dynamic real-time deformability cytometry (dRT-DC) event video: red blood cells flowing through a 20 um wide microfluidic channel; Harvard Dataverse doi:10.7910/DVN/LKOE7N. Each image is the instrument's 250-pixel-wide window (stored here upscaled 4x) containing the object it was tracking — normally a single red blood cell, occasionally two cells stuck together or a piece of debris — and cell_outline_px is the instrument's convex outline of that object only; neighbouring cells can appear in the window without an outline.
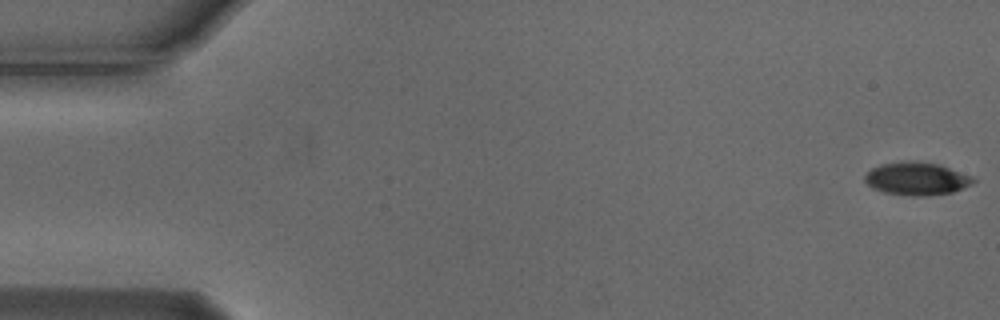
{"species": "Egyptian fruit bat (a non-hibernating species)", "species_latin": "Rousettus aegyptiacus", "temperature_condition": "cold", "stored_images_in_passage": 55, "camera_frame_rate_fps": 3000, "um_per_image_px": 0.085, "animal": {"sex": "male"}, "frame": {"image": 1, "passage_image": 1, "time_ms": 0.0, "image_size_px": [1000, 320], "cell_outline_px": [[976, 180], [972, 184], [964, 188], [952, 192], [924, 196], [912, 196], [884, 192], [872, 188], [864, 180], [864, 176], [872, 168], [880, 164], [900, 160], [920, 160], [940, 164], [972, 176]], "centroid_in_image_um": [77.92, 15.16], "position_along_channel_um": 7.1, "area_um2": 21.15}}
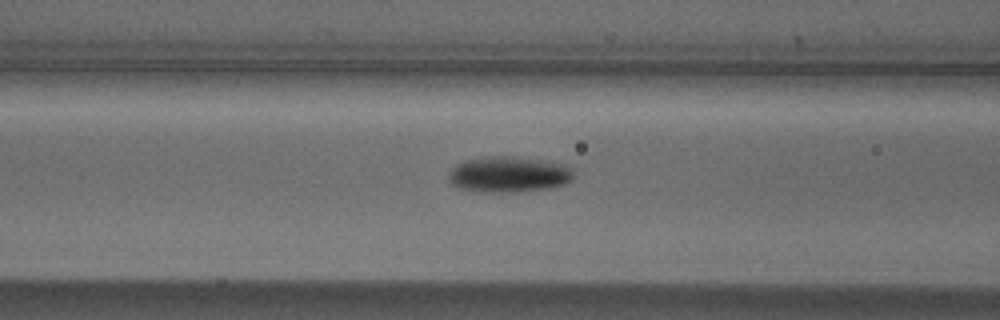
{"frame": {"image": 2, "passage_image": 22, "time_ms": 7.0, "image_size_px": [1000, 320], "cell_outline_px": [[576, 176], [572, 180], [564, 184], [552, 188], [516, 192], [476, 192], [460, 188], [452, 184], [448, 180], [448, 172], [456, 164], [464, 160], [492, 156], [516, 156], [540, 160], [560, 164], [568, 168]], "centroid_in_image_um": [43.2, 14.84], "position_along_channel_um": 123.4, "area_um2": 26.24}}
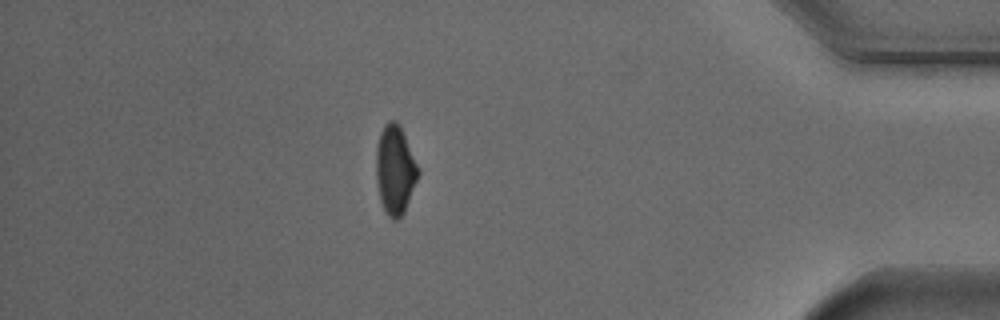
{"frame": {"image": 3, "passage_image": 48, "time_ms": 15.667, "image_size_px": [1000, 320], "cell_outline_px": [[420, 172], [404, 212], [396, 220], [392, 220], [388, 216], [380, 200], [376, 176], [376, 148], [380, 132], [384, 124], [388, 120], [396, 120], [420, 168]], "centroid_in_image_um": [33.58, 14.43], "position_along_channel_um": 401.6, "area_um2": 21.62}, "authors_computed_cell_mechanics": {"area_um2": 21.964, "velocity_mm_per_s": 3.7273, "shape_relaxation_time_tau1_ms": 2.5589, "shape_relaxation_time_tau2_ms": null, "deformation_change_tau1": 0.0993, "deformation_change_tau2": null}}